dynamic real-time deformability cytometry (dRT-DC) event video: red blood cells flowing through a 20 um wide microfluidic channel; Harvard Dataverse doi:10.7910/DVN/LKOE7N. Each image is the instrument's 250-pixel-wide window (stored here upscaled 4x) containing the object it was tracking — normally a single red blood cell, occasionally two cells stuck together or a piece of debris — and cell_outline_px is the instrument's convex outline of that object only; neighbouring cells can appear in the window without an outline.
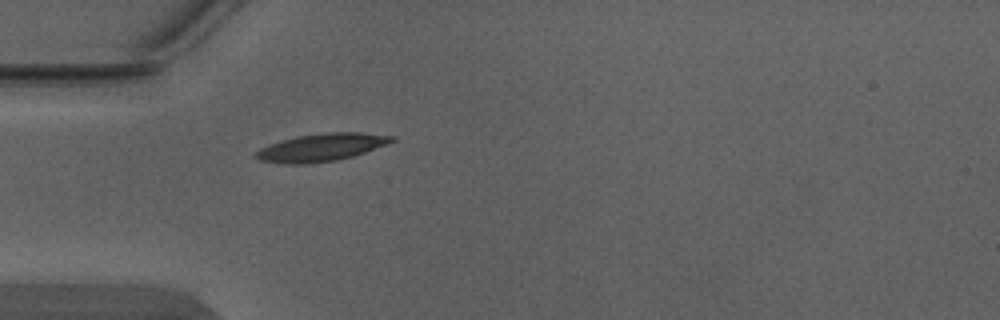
{"species": "Egyptian fruit bat (a non-hibernating species)", "species_latin": "Rousettus aegyptiacus", "temperature_condition": "warm", "stored_images_in_passage": 4, "camera_frame_rate_fps": 3000, "um_per_image_px": 0.085, "animal": {"sex": "male"}, "frame": {"image": 1, "passage_image": 4, "time_ms": 1.0, "image_size_px": [1000, 320], "cell_outline_px": [[396, 140], [388, 144], [352, 156], [336, 160], [304, 164], [292, 164], [260, 160], [252, 156], [252, 152], [268, 144], [296, 136], [328, 132], [360, 132], [396, 136]], "centroid_in_image_um": [27.3, 12.52], "position_along_channel_um": 57.7, "area_um2": 21.96}}